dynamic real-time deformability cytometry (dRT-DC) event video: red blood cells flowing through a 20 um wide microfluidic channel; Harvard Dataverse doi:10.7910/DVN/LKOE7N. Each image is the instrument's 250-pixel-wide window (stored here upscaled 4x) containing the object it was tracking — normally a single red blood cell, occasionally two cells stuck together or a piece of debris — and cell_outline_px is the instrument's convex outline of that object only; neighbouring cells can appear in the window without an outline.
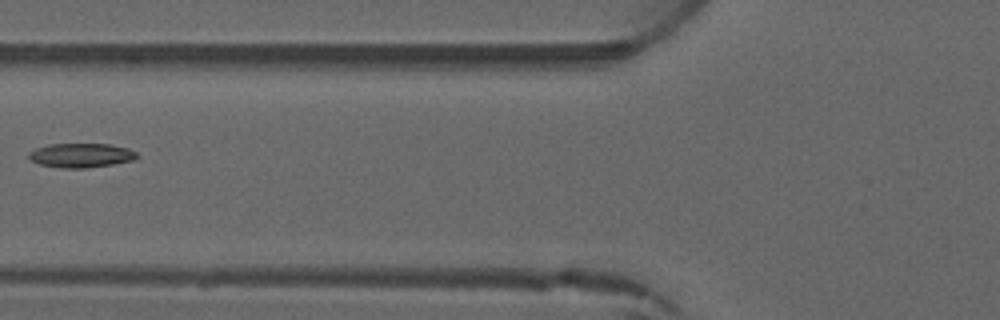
{"species": "common noctule bat (a hibernating species)", "species_latin": "Nyctalus noctula", "temperature_condition": "warm", "stored_images_in_passage": 4, "camera_frame_rate_fps": 3000, "um_per_image_px": 0.085, "animal": {"sex": "male", "forearm_length_mm": 52.5}, "frame": {"image": 1, "passage_image": 4, "time_ms": 5.0, "image_size_px": [1000, 320], "cell_outline_px": [[140, 156], [132, 160], [112, 164], [88, 168], [60, 168], [40, 164], [28, 160], [28, 152], [36, 148], [48, 144], [112, 144], [128, 148], [136, 152]], "centroid_in_image_um": [6.87, 13.2], "position_along_channel_um": 118.9, "area_um2": 15.43}}